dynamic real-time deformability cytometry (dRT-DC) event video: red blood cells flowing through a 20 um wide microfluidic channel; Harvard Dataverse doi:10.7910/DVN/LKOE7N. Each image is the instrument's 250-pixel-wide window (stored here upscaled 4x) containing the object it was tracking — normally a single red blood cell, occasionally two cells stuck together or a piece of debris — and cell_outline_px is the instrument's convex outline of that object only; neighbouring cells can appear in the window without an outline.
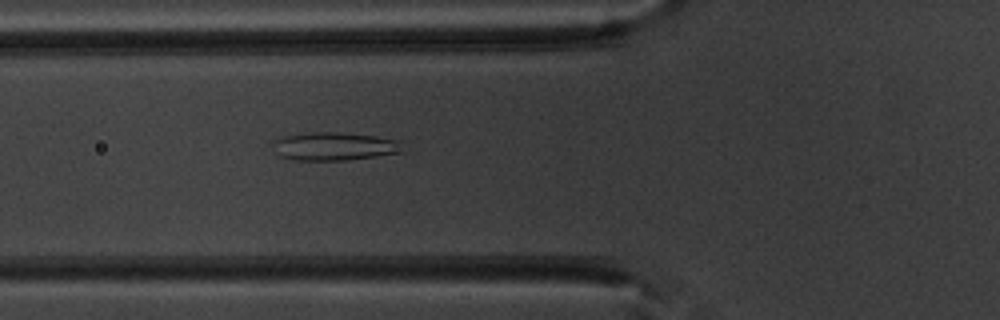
{"species": "common noctule bat (a hibernating species)", "species_latin": "Nyctalus noctula", "temperature_condition": "warm", "stored_images_in_passage": 51, "camera_frame_rate_fps": 3000, "um_per_image_px": 0.085, "animal": {"sex": "male", "body_mass_g": 20.1, "forearm_length_mm": 53.5}, "frame": {"image": 1, "passage_image": 19, "time_ms": 6.0, "image_size_px": [1000, 320], "cell_outline_px": [[404, 152], [348, 160], [296, 160], [280, 156], [272, 144], [272, 140], [280, 136], [308, 132], [336, 132], [376, 136], [400, 140]], "centroid_in_image_um": [28.41, 12.43], "position_along_channel_um": 97.4, "area_um2": 21.5}}
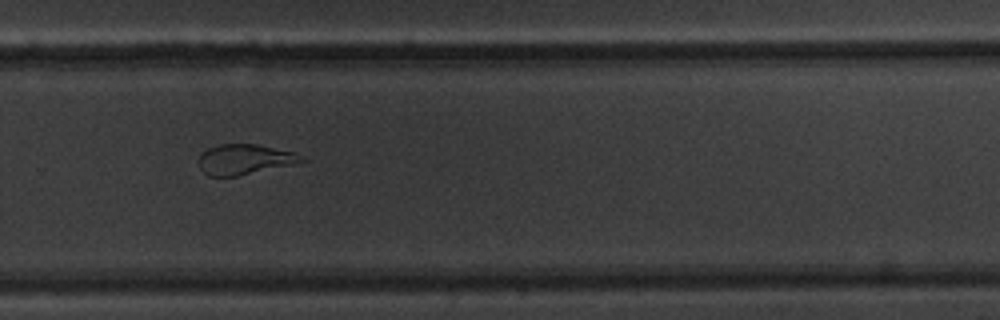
{"frame": {"image": 2, "passage_image": 35, "time_ms": 11.333, "image_size_px": [1000, 320], "cell_outline_px": [[308, 160], [292, 164], [236, 176], [208, 176], [200, 168], [200, 156], [208, 148], [220, 144], [256, 144], [296, 152], [304, 156]], "centroid_in_image_um": [20.83, 13.54], "position_along_channel_um": 309.0, "area_um2": 17.92}}
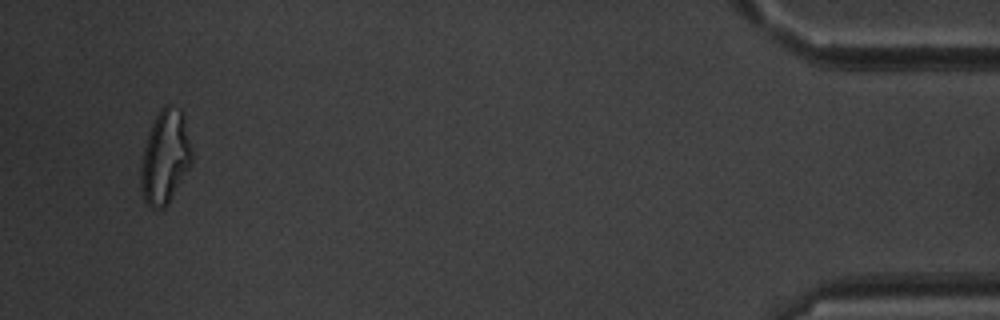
{"frame": {"image": 3, "passage_image": 49, "time_ms": 16.0, "image_size_px": [1000, 320], "cell_outline_px": [[192, 164], [168, 204], [164, 208], [152, 208], [144, 204], [140, 188], [140, 168], [144, 148], [148, 132], [160, 108], [164, 104], [168, 104], [180, 108], [184, 112], [192, 152]], "centroid_in_image_um": [14.03, 13.35], "position_along_channel_um": 421.2, "area_um2": 28.38}, "authors_computed_cell_mechanics": {"area_um2": 24.2182, "velocity_mm_per_s": 3.9695, "shape_relaxation_time_tau1_ms": null, "shape_relaxation_time_tau2_ms": 1.4724, "deformation_change_tau1": null, "deformation_change_tau2": 0.0927}}